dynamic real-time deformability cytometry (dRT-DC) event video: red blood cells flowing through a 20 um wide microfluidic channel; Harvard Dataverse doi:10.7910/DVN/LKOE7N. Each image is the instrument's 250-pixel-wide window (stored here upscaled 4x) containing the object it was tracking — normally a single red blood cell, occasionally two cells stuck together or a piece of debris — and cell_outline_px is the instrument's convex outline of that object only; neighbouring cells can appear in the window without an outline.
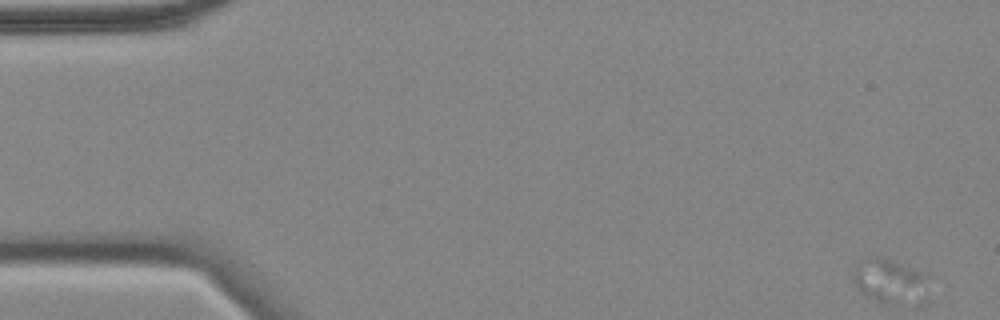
{"species": "common noctule bat (a hibernating species)", "species_latin": "Nyctalus noctula", "temperature_condition": "cold", "stored_images_in_passage": 6, "camera_frame_rate_fps": 3000, "um_per_image_px": 0.085, "animal": {"sex": "female", "body_mass_g": 18.4}, "frame": {"image": 1, "passage_image": 1, "time_ms": 0.0, "image_size_px": [1000, 320], "cell_outline_px": [[932, 272], [928, 276], [892, 300], [884, 304], [860, 292], [852, 280], [852, 272], [860, 260], [864, 256], [880, 256]], "centroid_in_image_um": [75.27, 23.6], "position_along_channel_um": 9.7, "area_um2": 16.88}}